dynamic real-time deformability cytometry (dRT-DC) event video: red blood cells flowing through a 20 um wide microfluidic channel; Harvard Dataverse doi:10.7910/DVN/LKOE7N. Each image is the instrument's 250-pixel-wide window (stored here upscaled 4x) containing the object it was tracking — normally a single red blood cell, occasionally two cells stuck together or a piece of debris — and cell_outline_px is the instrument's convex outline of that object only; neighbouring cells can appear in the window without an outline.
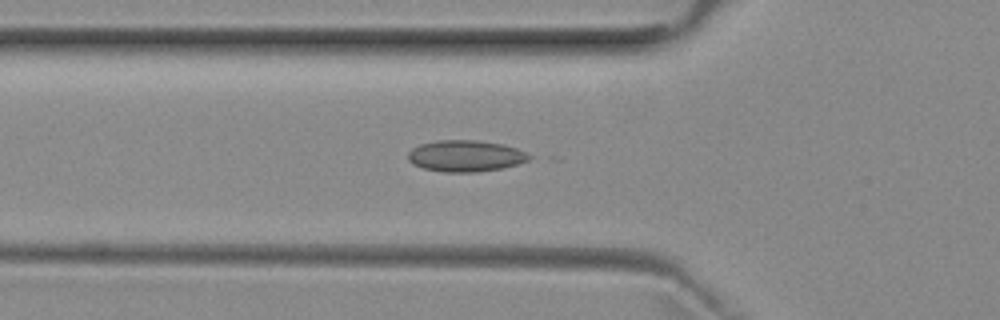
{"species": "common noctule bat (a hibernating species)", "species_latin": "Nyctalus noctula", "temperature_condition": "room temperature", "stored_images_in_passage": 31, "camera_frame_rate_fps": 3000, "um_per_image_px": 0.085, "animal": {"sex": "female", "body_mass_g": 29.2, "forearm_length_mm": 56.3}, "frame": {"image": 1, "passage_image": 7, "time_ms": 2.0, "image_size_px": [1000, 320], "cell_outline_px": [[532, 156], [528, 160], [516, 164], [500, 168], [476, 172], [444, 172], [424, 168], [412, 164], [408, 160], [408, 152], [412, 148], [420, 144], [436, 140], [476, 140], [504, 144], [516, 148]], "centroid_in_image_um": [39.53, 13.24], "position_along_channel_um": 86.3, "area_um2": 22.08}}
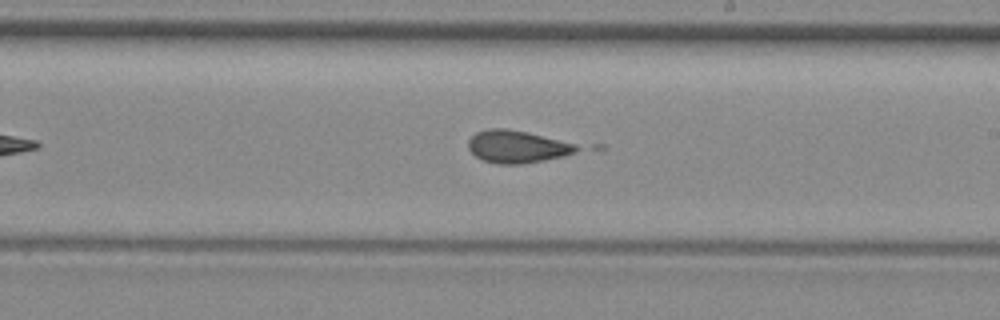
{"frame": {"image": 2, "passage_image": 19, "time_ms": 6.0, "image_size_px": [1000, 320], "cell_outline_px": [[584, 148], [576, 152], [564, 156], [544, 160], [520, 164], [496, 164], [480, 160], [468, 148], [468, 140], [476, 132], [492, 128], [504, 128], [528, 132], [576, 144]], "centroid_in_image_um": [43.96, 12.47], "position_along_channel_um": 245.0, "area_um2": 20.63}}
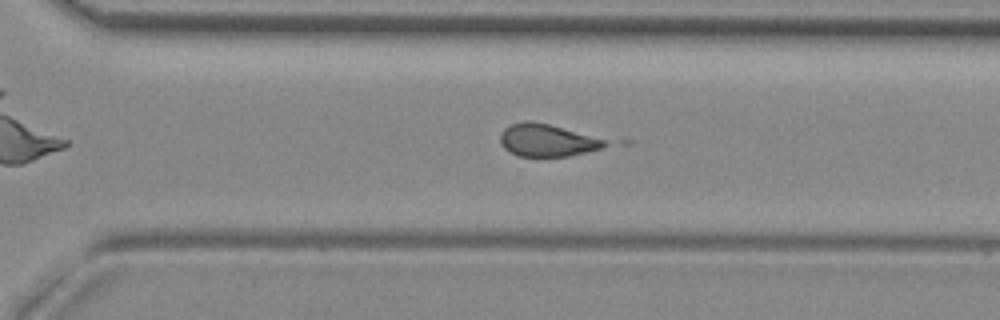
{"frame": {"image": 3, "passage_image": 25, "time_ms": 8.0, "image_size_px": [1000, 320], "cell_outline_px": [[608, 144], [600, 148], [568, 156], [516, 156], [508, 152], [500, 144], [500, 136], [504, 128], [508, 124], [520, 120], [532, 120], [548, 124], [604, 140]], "centroid_in_image_um": [46.37, 11.91], "position_along_channel_um": 324.2, "area_um2": 19.59}}